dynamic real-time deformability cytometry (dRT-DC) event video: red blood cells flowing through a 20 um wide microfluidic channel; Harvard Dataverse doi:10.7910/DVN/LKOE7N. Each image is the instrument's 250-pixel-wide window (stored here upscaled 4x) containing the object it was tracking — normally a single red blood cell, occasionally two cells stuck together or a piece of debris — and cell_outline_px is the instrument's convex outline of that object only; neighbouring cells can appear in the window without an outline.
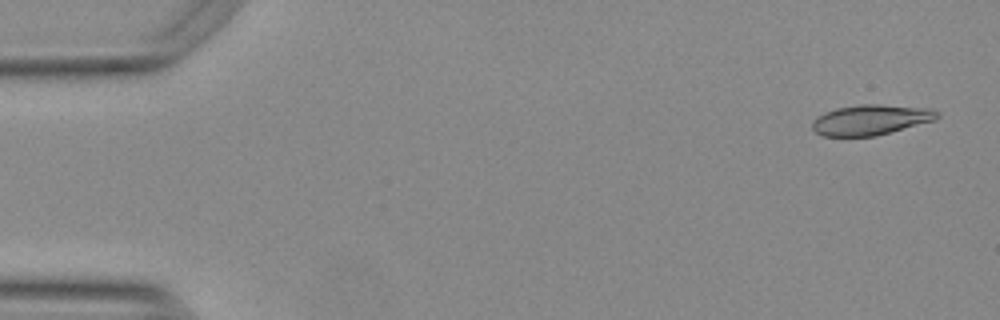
{"species": "Egyptian fruit bat (a non-hibernating species)", "species_latin": "Rousettus aegyptiacus", "temperature_condition": "warm", "stored_images_in_passage": 54, "camera_frame_rate_fps": 3000, "um_per_image_px": 0.085, "animal": {"sex": "female"}, "frame": {"image": 1, "passage_image": 2, "time_ms": 0.333, "image_size_px": [1000, 320], "cell_outline_px": [[940, 116], [936, 120], [876, 136], [824, 136], [816, 132], [812, 128], [812, 120], [816, 116], [824, 112], [836, 108], [860, 104], [880, 104], [932, 108], [940, 112]], "centroid_in_image_um": [74.04, 10.17], "position_along_channel_um": 11.0, "area_um2": 22.37}}
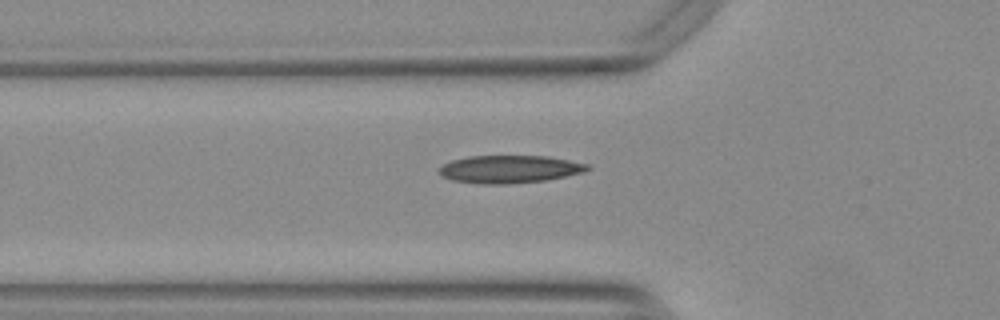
{"frame": {"image": 2, "passage_image": 18, "time_ms": 5.667, "image_size_px": [1000, 320], "cell_outline_px": [[592, 168], [584, 172], [544, 180], [504, 184], [480, 184], [452, 180], [440, 176], [440, 168], [444, 164], [452, 160], [468, 156], [548, 156], [588, 164]], "centroid_in_image_um": [43.3, 14.37], "position_along_channel_um": 82.5, "area_um2": 23.81}}
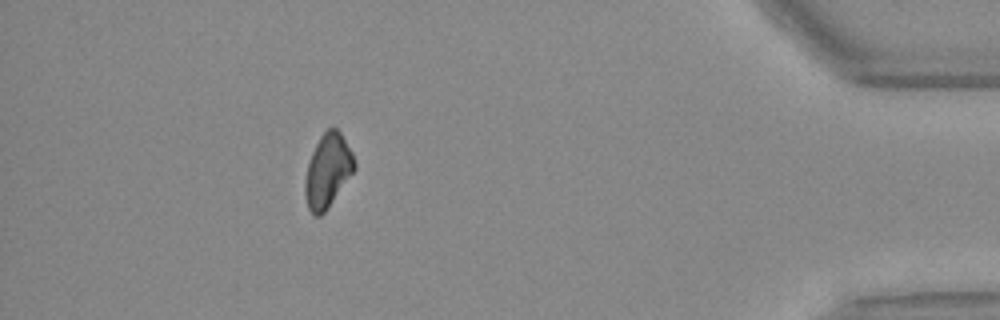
{"frame": {"image": 3, "passage_image": 48, "time_ms": 15.667, "image_size_px": [1000, 320], "cell_outline_px": [[356, 168], [328, 208], [320, 216], [316, 216], [308, 208], [304, 192], [304, 184], [308, 164], [312, 152], [320, 136], [328, 128], [336, 128], [340, 132], [352, 152], [356, 164]], "centroid_in_image_um": [27.86, 14.51], "position_along_channel_um": 407.3, "area_um2": 20.98}, "authors_computed_cell_mechanics": {"area_um2": 22.1663, "velocity_mm_per_s": 3.7792, "shape_relaxation_time_tau1_ms": null, "shape_relaxation_time_tau2_ms": 8.6168, "deformation_change_tau1": null, "deformation_change_tau2": 0.1688}}